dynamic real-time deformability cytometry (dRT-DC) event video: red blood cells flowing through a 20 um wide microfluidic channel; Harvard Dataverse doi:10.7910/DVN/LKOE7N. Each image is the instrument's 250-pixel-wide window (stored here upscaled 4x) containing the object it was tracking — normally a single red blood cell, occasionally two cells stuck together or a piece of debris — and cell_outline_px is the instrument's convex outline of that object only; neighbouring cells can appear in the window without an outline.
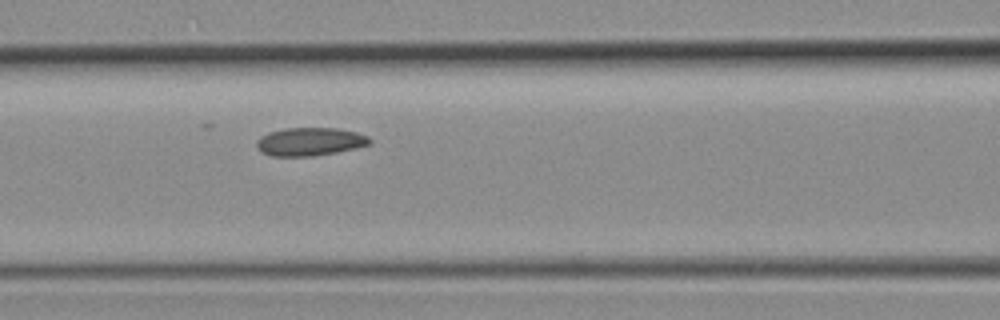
{"species": "common noctule bat (a hibernating species)", "species_latin": "Nyctalus noctula", "temperature_condition": "room temperature", "stored_images_in_passage": 6, "segment_of_instrument_passage": [1, 2], "camera_frame_rate_fps": 3000, "um_per_image_px": 0.085, "animal": {"sex": "female", "body_mass_g": 19.3, "forearm_length_mm": 54.1}, "frame": {"image": 1, "passage_image": 5, "time_ms": 1.333, "image_size_px": [1000, 320], "cell_outline_px": [[372, 144], [356, 148], [336, 152], [312, 156], [272, 156], [260, 152], [256, 144], [256, 140], [260, 136], [268, 132], [284, 128], [336, 128], [356, 132], [368, 136], [372, 140]], "centroid_in_image_um": [26.33, 12.04], "position_along_channel_um": 140.3, "area_um2": 18.73}}